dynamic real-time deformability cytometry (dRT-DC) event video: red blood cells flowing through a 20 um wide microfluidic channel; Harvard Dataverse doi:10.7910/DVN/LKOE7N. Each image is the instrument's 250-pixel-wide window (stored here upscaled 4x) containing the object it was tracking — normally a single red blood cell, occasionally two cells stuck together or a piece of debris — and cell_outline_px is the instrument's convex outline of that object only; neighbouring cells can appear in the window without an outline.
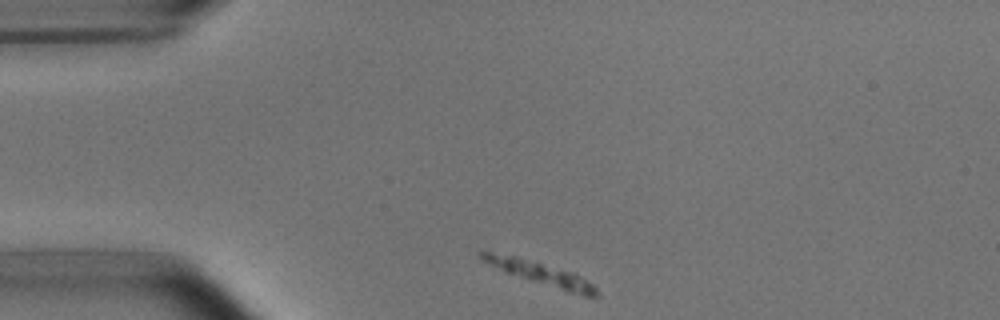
{"species": "common noctule bat (a hibernating species)", "species_latin": "Nyctalus noctula", "temperature_condition": "room temperature", "stored_images_in_passage": 4, "camera_frame_rate_fps": 3000, "um_per_image_px": 0.085, "animal": {"sex": "male", "body_mass_g": 15.6}, "frame": {"image": 1, "passage_image": 1, "time_ms": 0.0, "image_size_px": [1000, 320], "cell_outline_px": [[600, 296], [584, 296], [568, 292], [504, 272], [484, 260], [476, 252], [488, 252], [512, 256], [572, 272], [592, 284], [596, 288]], "centroid_in_image_um": [46.0, 23.28], "position_along_channel_um": 39.0, "area_um2": 14.62}}